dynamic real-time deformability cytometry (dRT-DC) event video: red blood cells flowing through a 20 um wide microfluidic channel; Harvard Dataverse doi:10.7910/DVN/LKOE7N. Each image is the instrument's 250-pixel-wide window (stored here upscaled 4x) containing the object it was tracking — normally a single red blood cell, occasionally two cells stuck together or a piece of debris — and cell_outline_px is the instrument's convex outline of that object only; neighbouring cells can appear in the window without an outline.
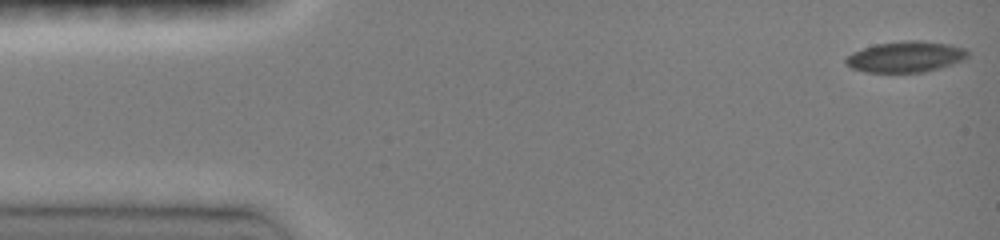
{"species": "common noctule bat (a hibernating species)", "species_latin": "Nyctalus noctula", "temperature_condition": "room temperature", "stored_images_in_passage": 47, "camera_frame_rate_fps": 3000, "um_per_image_px": 0.085, "animal": {"sex": "female", "body_mass_g": 19.0, "forearm_length_mm": 51.5}, "frame": {"image": 1, "passage_image": 1, "time_ms": 0.0, "image_size_px": [1000, 240], "cell_outline_px": [[968, 56], [964, 60], [940, 68], [924, 72], [864, 72], [852, 68], [844, 64], [844, 60], [852, 52], [876, 44], [904, 40], [920, 40], [948, 44], [964, 48], [968, 52]], "centroid_in_image_um": [76.97, 4.83], "position_along_channel_um": 8.0, "area_um2": 22.02}}
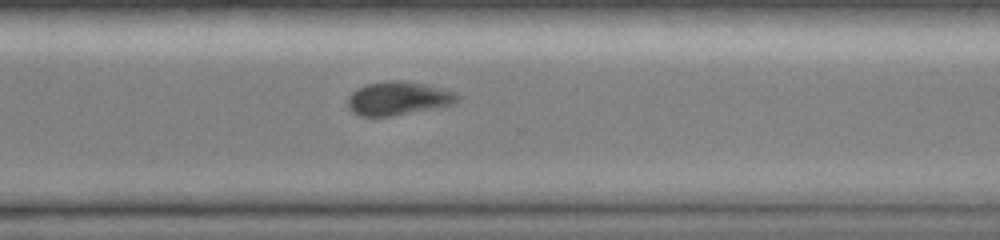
{"frame": {"image": 2, "passage_image": 34, "time_ms": 11.0, "image_size_px": [1000, 240], "cell_outline_px": [[460, 96], [456, 104], [392, 116], [360, 116], [352, 112], [348, 104], [348, 96], [356, 88], [368, 84], [392, 80], [400, 80], [424, 84], [456, 92]], "centroid_in_image_um": [33.86, 8.36], "position_along_channel_um": 336.7, "area_um2": 21.39}}
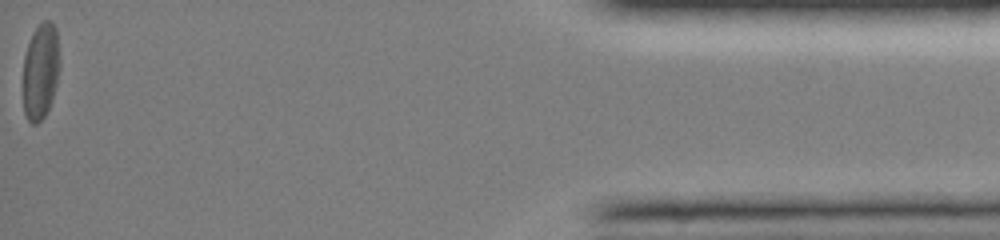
{"frame": {"image": 3, "passage_image": 47, "time_ms": 15.333, "image_size_px": [1000, 240], "cell_outline_px": [[60, 68], [52, 100], [44, 116], [36, 124], [32, 124], [28, 120], [24, 112], [24, 56], [28, 44], [36, 28], [44, 20], [52, 20], [56, 28], [60, 60]], "centroid_in_image_um": [3.47, 6.03], "position_along_channel_um": 431.7, "area_um2": 20.46}, "authors_computed_cell_mechanics": {"area_um2": 21.964, "velocity_mm_per_s": 4.0504, "shape_relaxation_time_tau1_ms": 6.2076, "shape_relaxation_time_tau2_ms": 7.037, "deformation_change_tau1": 0.1313, "deformation_change_tau2": 0.1249}}